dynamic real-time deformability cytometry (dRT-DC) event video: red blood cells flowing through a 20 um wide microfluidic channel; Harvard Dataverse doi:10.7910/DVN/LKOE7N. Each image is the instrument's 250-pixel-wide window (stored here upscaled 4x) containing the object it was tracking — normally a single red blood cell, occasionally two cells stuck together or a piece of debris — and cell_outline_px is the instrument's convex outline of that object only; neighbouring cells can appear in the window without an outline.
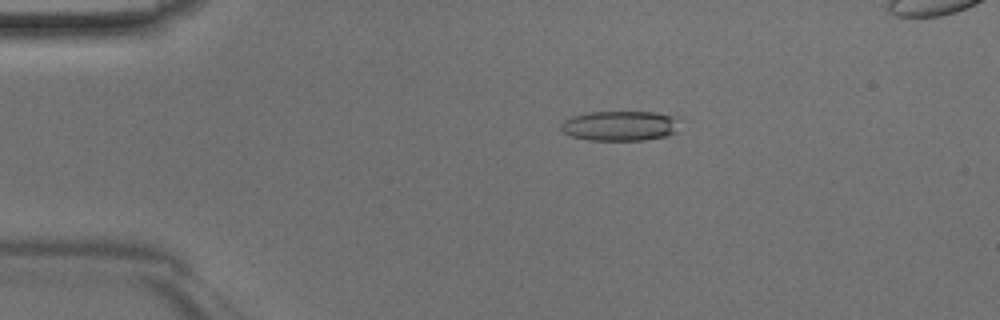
{"species": "Egyptian fruit bat (a non-hibernating species)", "species_latin": "Rousettus aegyptiacus", "temperature_condition": "room temperature", "stored_images_in_passage": 45, "camera_frame_rate_fps": 3000, "um_per_image_px": 0.085, "animal": {"sex": "male"}, "frame": {"image": 1, "passage_image": 9, "time_ms": 2.667, "image_size_px": [1000, 320], "cell_outline_px": [[676, 132], [664, 136], [644, 140], [588, 140], [572, 136], [564, 132], [560, 128], [560, 124], [564, 120], [572, 116], [588, 112], [656, 112], [676, 116]], "centroid_in_image_um": [52.66, 10.69], "position_along_channel_um": 32.3, "area_um2": 20.63}}
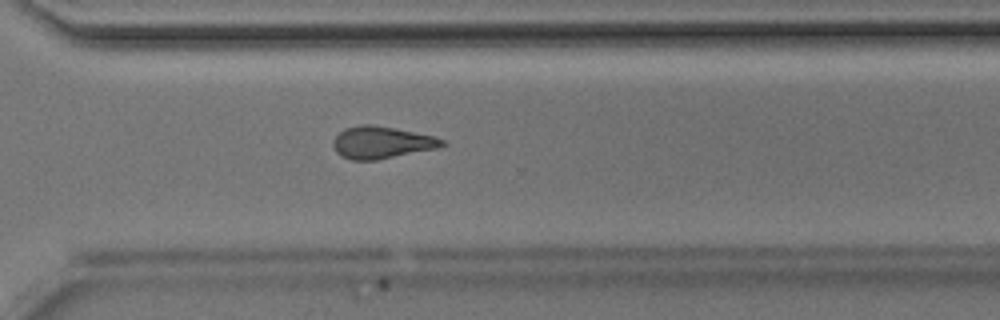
{"frame": {"image": 2, "passage_image": 33, "time_ms": 10.667, "image_size_px": [1000, 320], "cell_outline_px": [[444, 144], [436, 148], [376, 160], [352, 160], [340, 156], [336, 152], [332, 144], [332, 140], [344, 128], [360, 124], [372, 124], [396, 128], [436, 136], [444, 140]], "centroid_in_image_um": [32.39, 12.09], "position_along_channel_um": 338.2, "area_um2": 20.46}}
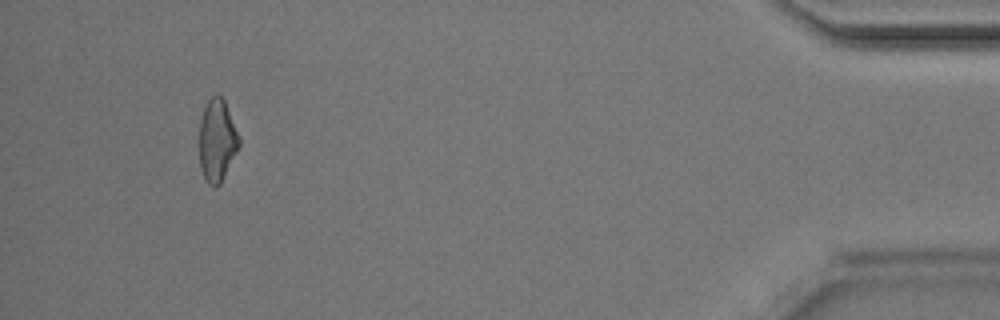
{"frame": {"image": 3, "passage_image": 43, "time_ms": 14.0, "image_size_px": [1000, 320], "cell_outline_px": [[240, 144], [220, 184], [216, 188], [208, 184], [204, 180], [200, 168], [200, 120], [204, 104], [212, 96], [220, 96], [224, 100], [240, 140]], "centroid_in_image_um": [18.42, 11.97], "position_along_channel_um": 416.8, "area_um2": 18.84}}